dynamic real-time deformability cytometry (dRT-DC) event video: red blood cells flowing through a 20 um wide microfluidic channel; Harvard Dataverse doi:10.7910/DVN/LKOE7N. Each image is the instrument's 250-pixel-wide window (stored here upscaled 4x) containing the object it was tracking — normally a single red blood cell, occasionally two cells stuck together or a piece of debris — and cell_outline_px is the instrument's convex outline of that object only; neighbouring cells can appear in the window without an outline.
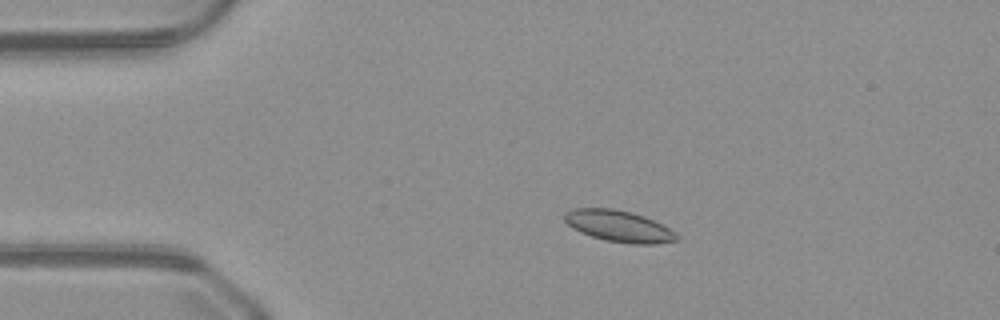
{"species": "common noctule bat (a hibernating species)", "species_latin": "Nyctalus noctula", "temperature_condition": "warm", "stored_images_in_passage": 51, "camera_frame_rate_fps": 3000, "um_per_image_px": 0.085, "animal": {"sex": "male", "body_mass_g": 23.1, "forearm_length_mm": 52.7}, "frame": {"image": 1, "passage_image": 11, "time_ms": 3.333, "image_size_px": [1000, 320], "cell_outline_px": [[680, 240], [656, 244], [632, 244], [604, 240], [580, 232], [572, 228], [564, 220], [564, 212], [572, 208], [612, 208], [632, 212], [644, 216], [668, 228], [680, 236]], "centroid_in_image_um": [52.59, 19.22], "position_along_channel_um": 32.4, "area_um2": 20.63}}
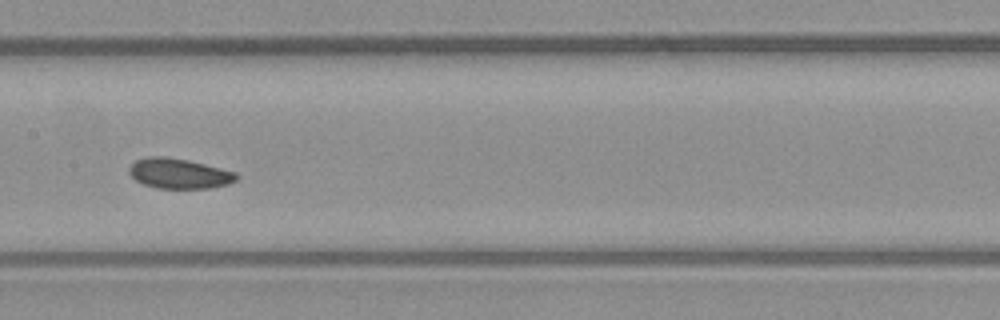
{"frame": {"image": 2, "passage_image": 26, "time_ms": 8.333, "image_size_px": [1000, 320], "cell_outline_px": [[240, 176], [236, 180], [228, 184], [208, 188], [156, 188], [144, 184], [136, 180], [128, 172], [128, 168], [136, 160], [148, 156], [168, 156], [188, 160], [236, 172]], "centroid_in_image_um": [15.21, 14.74], "position_along_channel_um": 192.2, "area_um2": 18.84}}
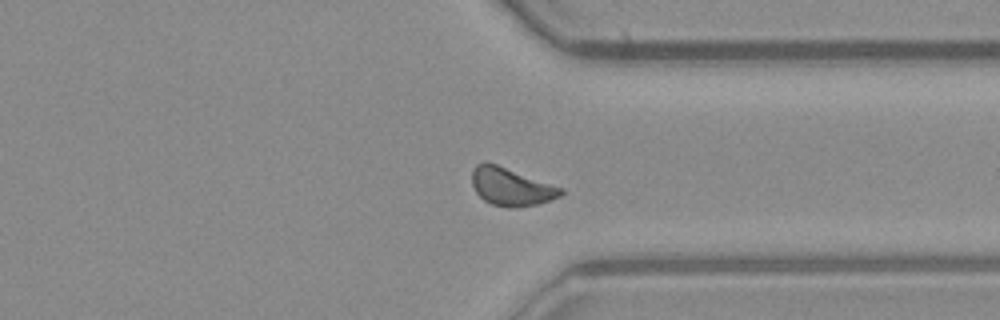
{"frame": {"image": 3, "passage_image": 39, "time_ms": 12.667, "image_size_px": [1000, 320], "cell_outline_px": [[564, 192], [560, 196], [536, 204], [516, 208], [508, 208], [492, 204], [484, 200], [476, 192], [472, 184], [472, 168], [476, 164], [484, 160], [496, 164], [564, 188]], "centroid_in_image_um": [43.41, 15.86], "position_along_channel_um": 368.0, "area_um2": 19.65}}